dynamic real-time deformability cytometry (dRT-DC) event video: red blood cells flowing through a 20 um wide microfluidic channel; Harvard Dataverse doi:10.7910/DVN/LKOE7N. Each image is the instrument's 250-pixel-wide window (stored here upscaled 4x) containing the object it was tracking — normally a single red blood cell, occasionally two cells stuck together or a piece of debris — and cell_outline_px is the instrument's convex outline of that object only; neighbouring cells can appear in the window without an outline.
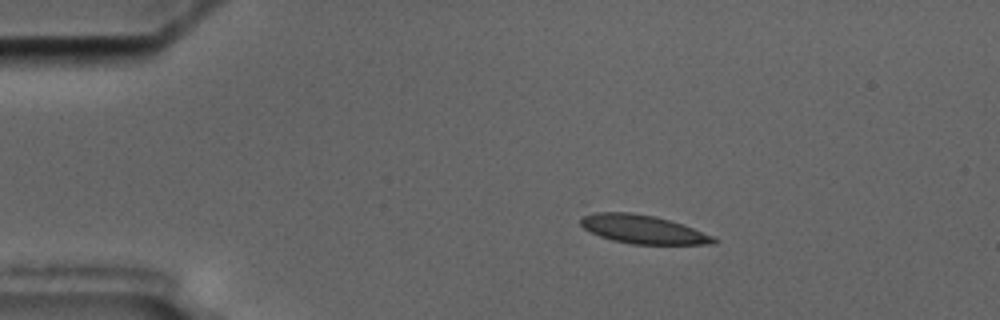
{"species": "common noctule bat (a hibernating species)", "species_latin": "Nyctalus noctula", "temperature_condition": "cold", "stored_images_in_passage": 5, "camera_frame_rate_fps": 3000, "um_per_image_px": 0.085, "animal": {"sex": "male", "body_mass_g": 17.5, "forearm_length_mm": 52.3}, "frame": {"image": 1, "passage_image": 1, "time_ms": 0.0, "image_size_px": [1000, 320], "cell_outline_px": [[720, 240], [716, 244], [632, 244], [612, 240], [600, 236], [584, 228], [580, 224], [580, 216], [596, 212], [632, 212], [656, 216], [692, 228], [712, 236]], "centroid_in_image_um": [54.62, 19.49], "position_along_channel_um": 30.4, "area_um2": 22.02}}
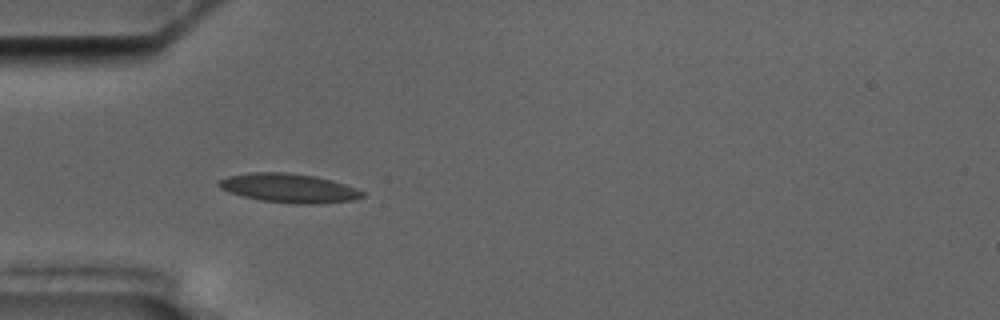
{"frame": {"image": 2, "passage_image": 3, "time_ms": 2.333, "image_size_px": [1000, 320], "cell_outline_px": [[364, 196], [352, 200], [320, 204], [292, 204], [260, 200], [244, 196], [220, 188], [216, 184], [220, 180], [228, 176], [252, 172], [288, 172], [312, 176], [332, 180], [356, 188], [364, 192]], "centroid_in_image_um": [24.57, 15.99], "position_along_channel_um": 60.4, "area_um2": 24.16}}